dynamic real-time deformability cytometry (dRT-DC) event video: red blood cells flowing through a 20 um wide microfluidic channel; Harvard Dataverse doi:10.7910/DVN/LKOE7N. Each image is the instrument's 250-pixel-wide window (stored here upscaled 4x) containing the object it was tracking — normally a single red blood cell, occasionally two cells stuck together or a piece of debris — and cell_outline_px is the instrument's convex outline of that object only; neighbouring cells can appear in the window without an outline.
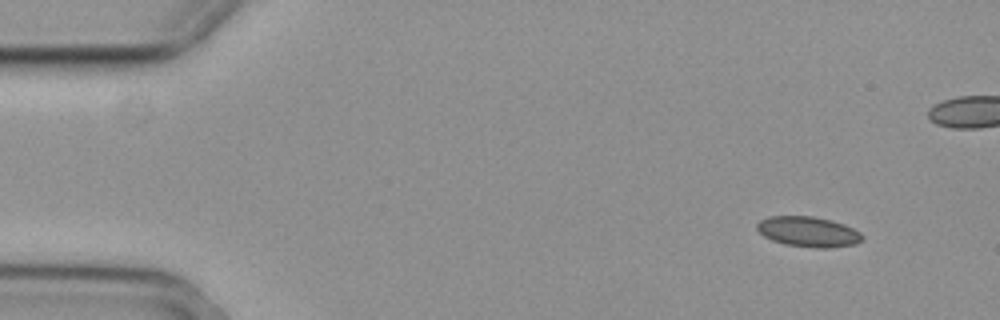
{"species": "common noctule bat (a hibernating species)", "species_latin": "Nyctalus noctula", "temperature_condition": "cold", "stored_images_in_passage": 49, "camera_frame_rate_fps": 3000, "um_per_image_px": 0.085, "animal": {"sex": "female", "body_mass_g": 29.2, "forearm_length_mm": 56.3}, "frame": {"image": 1, "passage_image": 1, "time_ms": 0.0, "image_size_px": [1000, 320], "cell_outline_px": [[864, 236], [856, 244], [828, 248], [816, 248], [784, 244], [772, 240], [764, 236], [756, 228], [756, 224], [760, 220], [768, 216], [812, 216], [832, 220], [844, 224], [860, 232]], "centroid_in_image_um": [68.69, 19.69], "position_along_channel_um": 16.3, "area_um2": 18.61}}
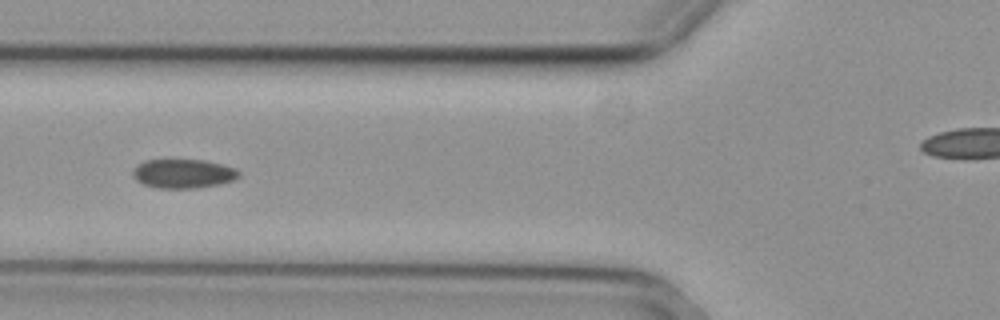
{"frame": {"image": 2, "passage_image": 17, "time_ms": 5.333, "image_size_px": [1000, 320], "cell_outline_px": [[240, 176], [232, 180], [220, 184], [196, 188], [156, 188], [144, 184], [136, 180], [132, 176], [132, 172], [136, 164], [144, 160], [204, 160], [236, 168], [240, 172]], "centroid_in_image_um": [15.55, 14.76], "position_along_channel_um": 110.3, "area_um2": 18.03}}
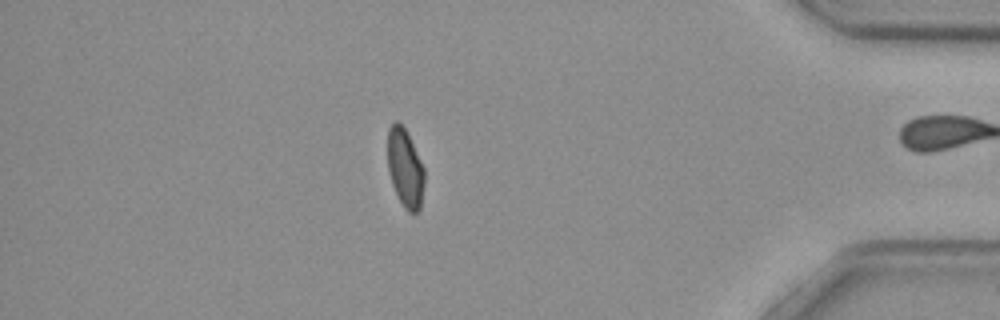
{"frame": {"image": 3, "passage_image": 44, "time_ms": 14.333, "image_size_px": [1000, 320], "cell_outline_px": [[424, 184], [420, 208], [416, 212], [408, 212], [404, 208], [392, 184], [388, 172], [388, 128], [396, 120], [404, 128], [424, 168]], "centroid_in_image_um": [34.42, 14.31], "position_along_channel_um": 400.8, "area_um2": 16.47}, "authors_computed_cell_mechanics": {"area_um2": 18.207, "velocity_mm_per_s": 3.7072, "shape_relaxation_time_tau1_ms": null, "shape_relaxation_time_tau2_ms": 4.0991, "deformation_change_tau1": null, "deformation_change_tau2": 0.0817}}